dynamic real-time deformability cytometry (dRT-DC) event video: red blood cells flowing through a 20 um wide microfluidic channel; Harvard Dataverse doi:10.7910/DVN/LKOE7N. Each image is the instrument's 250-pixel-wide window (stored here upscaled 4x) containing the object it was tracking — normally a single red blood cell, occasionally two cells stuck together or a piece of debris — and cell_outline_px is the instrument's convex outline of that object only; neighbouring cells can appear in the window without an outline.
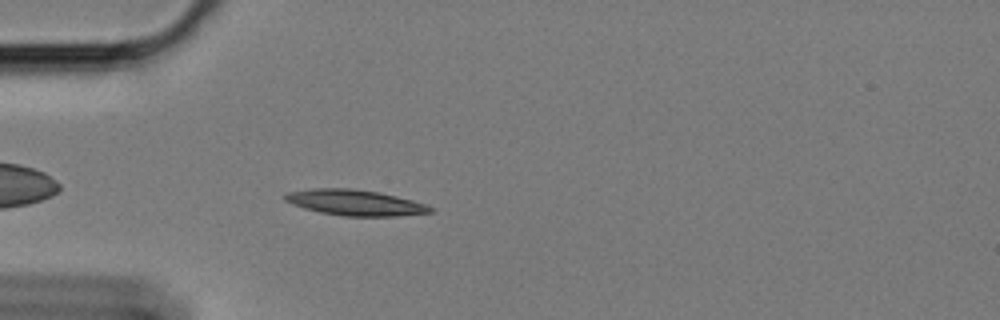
{"species": "Egyptian fruit bat (a non-hibernating species)", "species_latin": "Rousettus aegyptiacus", "temperature_condition": "cold", "stored_images_in_passage": 46, "camera_frame_rate_fps": 3000, "um_per_image_px": 0.085, "animal": {"sex": "female"}, "frame": {"image": 1, "passage_image": 4, "time_ms": 1.0, "image_size_px": [1000, 320], "cell_outline_px": [[432, 212], [396, 216], [344, 216], [320, 212], [304, 208], [292, 204], [284, 200], [284, 196], [288, 192], [312, 188], [352, 188], [380, 192], [412, 200], [424, 204], [432, 208]], "centroid_in_image_um": [30.15, 17.21], "position_along_channel_um": 54.9, "area_um2": 21.68}}
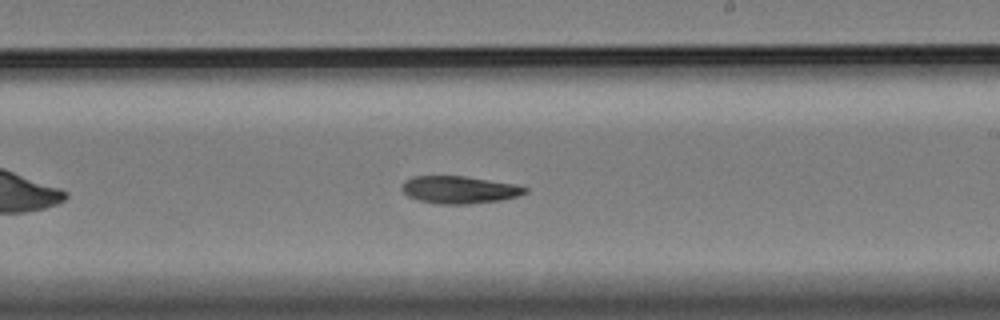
{"frame": {"image": 2, "passage_image": 22, "time_ms": 7.0, "image_size_px": [1000, 320], "cell_outline_px": [[528, 192], [516, 196], [500, 200], [468, 204], [440, 204], [420, 200], [408, 196], [404, 192], [404, 184], [412, 176], [464, 176], [516, 184], [528, 188]], "centroid_in_image_um": [39.09, 16.13], "position_along_channel_um": 249.9, "area_um2": 19.36}}
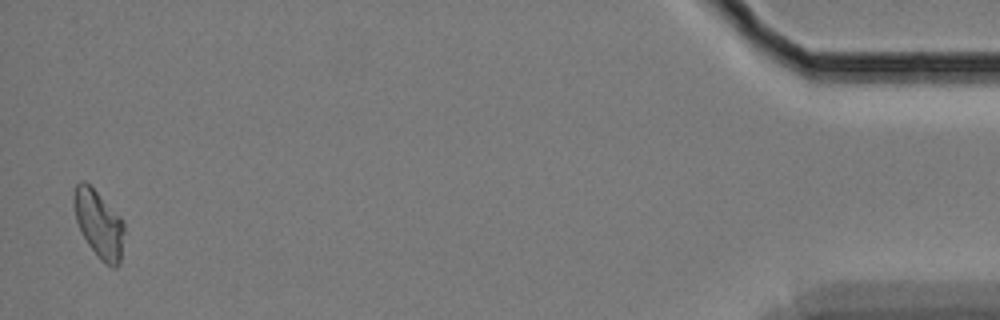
{"frame": {"image": 3, "passage_image": 45, "time_ms": 14.667, "image_size_px": [1000, 320], "cell_outline_px": [[124, 232], [120, 264], [116, 268], [112, 268], [100, 260], [88, 244], [76, 220], [72, 196], [76, 184], [80, 180], [84, 180], [124, 220]], "centroid_in_image_um": [8.41, 19.06], "position_along_channel_um": 426.8, "area_um2": 19.71}, "authors_computed_cell_mechanics": {"area_um2": 19.8254, "velocity_mm_per_s": 3.3811, "shape_relaxation_time_tau1_ms": 5.6798, "shape_relaxation_time_tau2_ms": null, "deformation_change_tau1": 0.1468, "deformation_change_tau2": null}}